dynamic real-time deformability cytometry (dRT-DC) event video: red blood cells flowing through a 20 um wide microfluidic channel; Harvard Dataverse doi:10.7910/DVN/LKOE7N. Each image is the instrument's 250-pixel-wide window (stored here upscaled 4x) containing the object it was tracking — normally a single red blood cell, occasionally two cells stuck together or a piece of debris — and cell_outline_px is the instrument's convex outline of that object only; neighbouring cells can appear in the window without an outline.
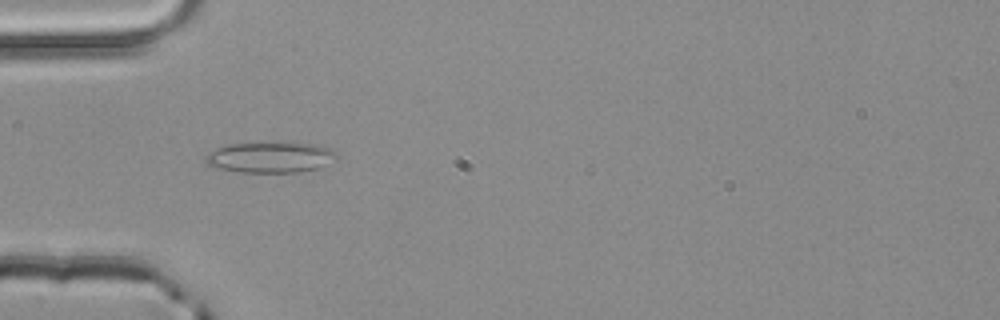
{"species": "common noctule bat (a hibernating species)", "species_latin": "Nyctalus noctula", "temperature_condition": "room temperature", "stored_images_in_passage": 3, "camera_frame_rate_fps": 3000, "um_per_image_px": 0.085, "animal": {"sex": "male", "body_mass_g": 20.4}, "frame": {"image": 1, "passage_image": 3, "time_ms": 0.667, "image_size_px": [1000, 320], "cell_outline_px": [[340, 156], [316, 168], [300, 172], [240, 172], [220, 168], [208, 164], [204, 160], [208, 152], [216, 148], [228, 144], [320, 144], [332, 148]], "centroid_in_image_um": [22.99, 13.38], "position_along_channel_um": 62.0, "area_um2": 22.95}}